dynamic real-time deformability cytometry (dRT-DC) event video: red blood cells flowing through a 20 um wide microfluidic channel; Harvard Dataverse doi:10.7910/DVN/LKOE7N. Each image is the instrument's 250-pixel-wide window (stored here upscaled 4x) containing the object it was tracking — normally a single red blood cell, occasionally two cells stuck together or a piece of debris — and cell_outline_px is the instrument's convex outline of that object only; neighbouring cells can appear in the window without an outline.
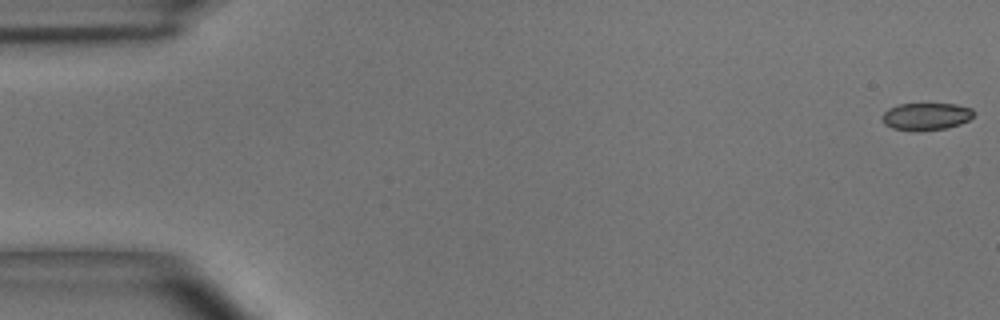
{"species": "common noctule bat (a hibernating species)", "species_latin": "Nyctalus noctula", "temperature_condition": "room temperature", "stored_images_in_passage": 55, "camera_frame_rate_fps": 3000, "um_per_image_px": 0.085, "animal": {"sex": "male", "body_mass_g": 15.6}, "frame": {"image": 1, "passage_image": 1, "time_ms": 0.0, "image_size_px": [1000, 320], "cell_outline_px": [[976, 112], [968, 120], [960, 124], [944, 128], [920, 132], [916, 132], [892, 128], [884, 124], [880, 120], [880, 116], [888, 108], [900, 104], [956, 104], [972, 108]], "centroid_in_image_um": [78.68, 9.91], "position_along_channel_um": 6.3, "area_um2": 14.85}}
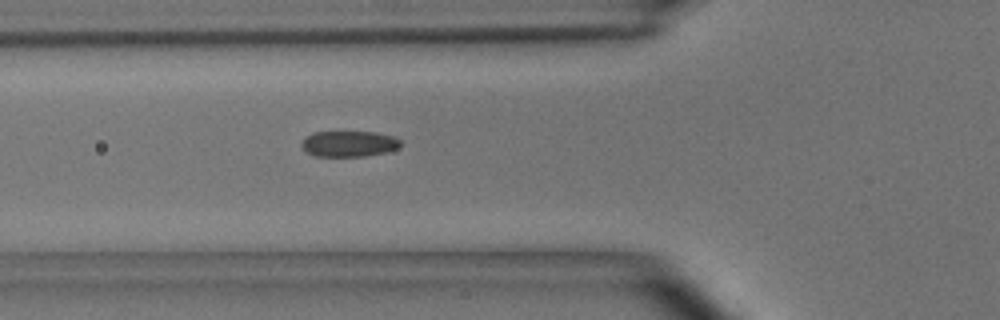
{"frame": {"image": 2, "passage_image": 20, "time_ms": 6.333, "image_size_px": [1000, 320], "cell_outline_px": [[404, 144], [388, 152], [364, 156], [316, 156], [308, 152], [300, 144], [312, 132], [376, 132], [396, 136]], "centroid_in_image_um": [29.73, 12.21], "position_along_channel_um": 96.1, "area_um2": 14.91}}
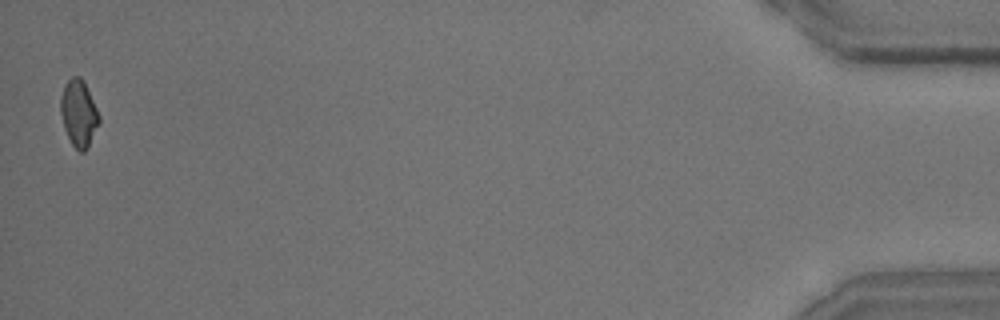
{"frame": {"image": 3, "passage_image": 55, "time_ms": 18.0, "image_size_px": [1000, 320], "cell_outline_px": [[100, 124], [84, 152], [80, 152], [72, 144], [64, 128], [60, 112], [60, 96], [64, 84], [72, 76], [80, 76], [84, 80], [100, 116]], "centroid_in_image_um": [6.69, 9.6], "position_along_channel_um": 428.5, "area_um2": 15.03}, "authors_computed_cell_mechanics": {"area_um2": 15.3748, "velocity_mm_per_s": 3.6189, "shape_relaxation_time_tau1_ms": 7.2826, "shape_relaxation_time_tau2_ms": 1.2234, "deformation_change_tau1": 0.1348, "deformation_change_tau2": 0.0527}}